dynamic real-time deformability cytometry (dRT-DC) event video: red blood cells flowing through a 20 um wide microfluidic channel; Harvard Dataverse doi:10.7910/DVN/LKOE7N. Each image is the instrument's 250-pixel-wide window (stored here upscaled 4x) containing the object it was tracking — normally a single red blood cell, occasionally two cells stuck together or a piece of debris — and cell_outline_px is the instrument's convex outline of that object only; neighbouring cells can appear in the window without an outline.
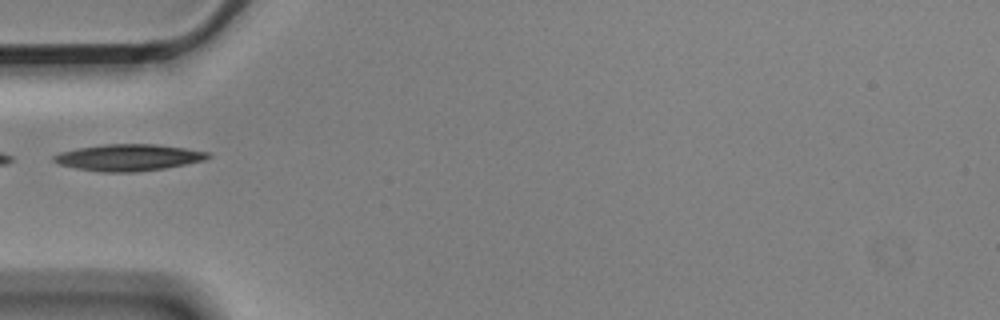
{"species": "Egyptian fruit bat (a non-hibernating species)", "species_latin": "Rousettus aegyptiacus", "temperature_condition": "cold", "stored_images_in_passage": 1, "camera_frame_rate_fps": 3000, "um_per_image_px": 0.085, "animal": {"sex": "male"}, "frame": {"image": 1, "passage_image": 1, "time_ms": 0.0, "image_size_px": [1000, 320], "cell_outline_px": [[212, 156], [204, 160], [164, 168], [136, 172], [100, 172], [76, 168], [60, 164], [52, 160], [52, 156], [60, 152], [80, 148], [104, 144], [156, 144], [184, 148], [208, 152]], "centroid_in_image_um": [10.91, 13.39], "position_along_channel_um": 74.1, "area_um2": 23.7}}